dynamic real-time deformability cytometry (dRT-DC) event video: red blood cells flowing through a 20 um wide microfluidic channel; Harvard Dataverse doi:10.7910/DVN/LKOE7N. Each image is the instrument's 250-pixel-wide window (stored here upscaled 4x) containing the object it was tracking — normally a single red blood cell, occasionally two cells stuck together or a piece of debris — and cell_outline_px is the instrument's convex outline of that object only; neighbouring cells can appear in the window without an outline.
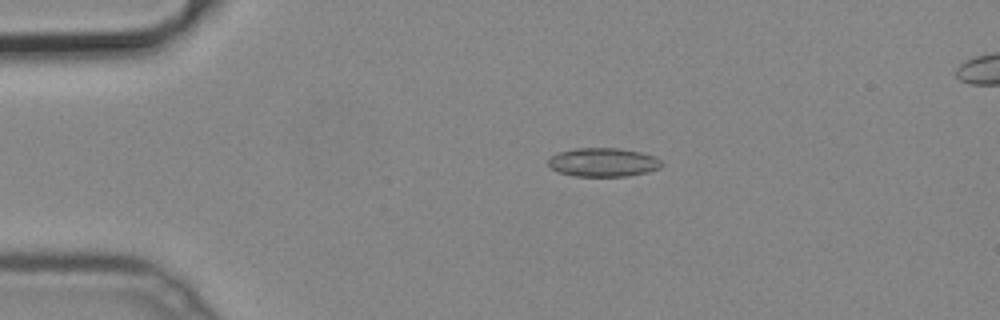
{"species": "common noctule bat (a hibernating species)", "species_latin": "Nyctalus noctula", "temperature_condition": "cold", "stored_images_in_passage": 51, "camera_frame_rate_fps": 3000, "um_per_image_px": 0.085, "animal": {"sex": "male", "body_mass_g": 19.2, "forearm_length_mm": 51.8}, "frame": {"image": 1, "passage_image": 11, "time_ms": 3.333, "image_size_px": [1000, 320], "cell_outline_px": [[664, 164], [660, 168], [648, 172], [628, 176], [576, 176], [556, 172], [548, 164], [548, 160], [552, 156], [560, 152], [576, 148], [620, 148], [640, 152], [656, 156]], "centroid_in_image_um": [51.3, 13.8], "position_along_channel_um": 33.7, "area_um2": 19.07}}
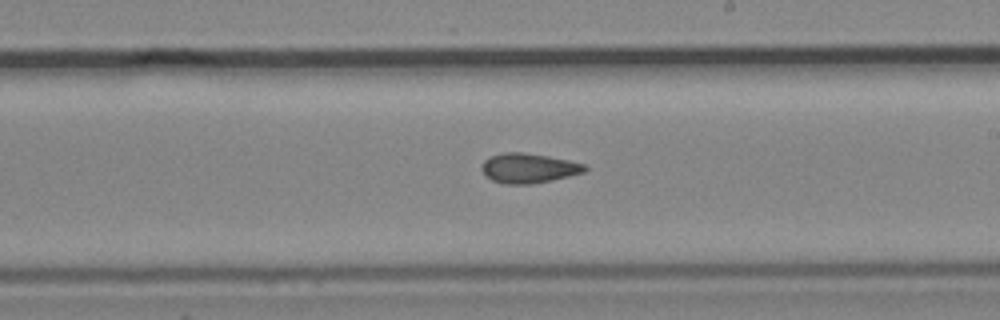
{"frame": {"image": 2, "passage_image": 30, "time_ms": 9.667, "image_size_px": [1000, 320], "cell_outline_px": [[588, 168], [584, 172], [552, 180], [532, 184], [504, 184], [492, 180], [484, 176], [480, 168], [484, 160], [492, 156], [504, 152], [524, 152], [548, 156], [568, 160], [584, 164]], "centroid_in_image_um": [44.89, 14.29], "position_along_channel_um": 244.1, "area_um2": 17.92}}
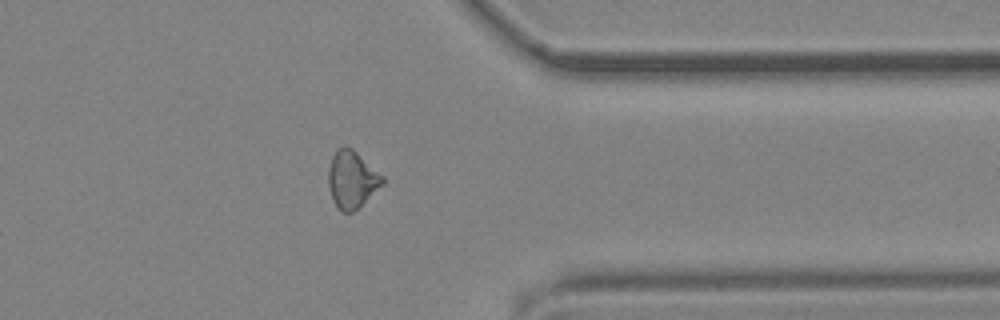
{"frame": {"image": 3, "passage_image": 41, "time_ms": 13.333, "image_size_px": [1000, 320], "cell_outline_px": [[384, 184], [352, 212], [340, 212], [332, 200], [328, 184], [328, 168], [332, 156], [336, 148], [344, 144], [352, 148], [384, 176]], "centroid_in_image_um": [29.89, 15.22], "position_along_channel_um": 381.5, "area_um2": 18.21}}